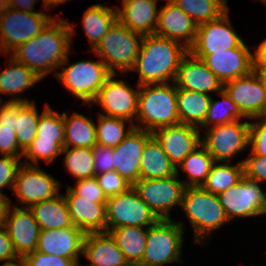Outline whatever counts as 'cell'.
Instances as JSON below:
<instances>
[{
	"mask_svg": "<svg viewBox=\"0 0 266 266\" xmlns=\"http://www.w3.org/2000/svg\"><path fill=\"white\" fill-rule=\"evenodd\" d=\"M219 95L223 101L211 99L207 116L202 127L208 128L210 124L213 126L228 124L242 119L245 116L241 113L238 106L231 100L229 96L222 90Z\"/></svg>",
	"mask_w": 266,
	"mask_h": 266,
	"instance_id": "ab89813d",
	"label": "cell"
},
{
	"mask_svg": "<svg viewBox=\"0 0 266 266\" xmlns=\"http://www.w3.org/2000/svg\"><path fill=\"white\" fill-rule=\"evenodd\" d=\"M206 129L201 142L215 162H230L231 157L250 146V122L237 120Z\"/></svg>",
	"mask_w": 266,
	"mask_h": 266,
	"instance_id": "30bf717a",
	"label": "cell"
},
{
	"mask_svg": "<svg viewBox=\"0 0 266 266\" xmlns=\"http://www.w3.org/2000/svg\"><path fill=\"white\" fill-rule=\"evenodd\" d=\"M181 208L186 213L195 235V242L202 244V238L229 222L216 194L200 187H186ZM207 235V236H206Z\"/></svg>",
	"mask_w": 266,
	"mask_h": 266,
	"instance_id": "5b68a950",
	"label": "cell"
},
{
	"mask_svg": "<svg viewBox=\"0 0 266 266\" xmlns=\"http://www.w3.org/2000/svg\"><path fill=\"white\" fill-rule=\"evenodd\" d=\"M16 261V263L15 260L4 262V264H2L1 266H26L25 261L22 257H18Z\"/></svg>",
	"mask_w": 266,
	"mask_h": 266,
	"instance_id": "680465c9",
	"label": "cell"
},
{
	"mask_svg": "<svg viewBox=\"0 0 266 266\" xmlns=\"http://www.w3.org/2000/svg\"><path fill=\"white\" fill-rule=\"evenodd\" d=\"M144 228L122 226L106 229V232L114 239L130 266H138L141 263L148 234V227Z\"/></svg>",
	"mask_w": 266,
	"mask_h": 266,
	"instance_id": "f1b7e54d",
	"label": "cell"
},
{
	"mask_svg": "<svg viewBox=\"0 0 266 266\" xmlns=\"http://www.w3.org/2000/svg\"><path fill=\"white\" fill-rule=\"evenodd\" d=\"M83 256L91 262L85 266H130L108 232L87 233Z\"/></svg>",
	"mask_w": 266,
	"mask_h": 266,
	"instance_id": "484cf974",
	"label": "cell"
},
{
	"mask_svg": "<svg viewBox=\"0 0 266 266\" xmlns=\"http://www.w3.org/2000/svg\"><path fill=\"white\" fill-rule=\"evenodd\" d=\"M36 2L37 0H8L4 6H8L19 11L34 12L33 7Z\"/></svg>",
	"mask_w": 266,
	"mask_h": 266,
	"instance_id": "11a10c76",
	"label": "cell"
},
{
	"mask_svg": "<svg viewBox=\"0 0 266 266\" xmlns=\"http://www.w3.org/2000/svg\"><path fill=\"white\" fill-rule=\"evenodd\" d=\"M18 258L12 245V241L5 229L0 227V261L9 262Z\"/></svg>",
	"mask_w": 266,
	"mask_h": 266,
	"instance_id": "f5cc1de1",
	"label": "cell"
},
{
	"mask_svg": "<svg viewBox=\"0 0 266 266\" xmlns=\"http://www.w3.org/2000/svg\"><path fill=\"white\" fill-rule=\"evenodd\" d=\"M66 191L67 194L64 197L74 226L80 228L85 234L106 232V203H93V200L80 199L69 185Z\"/></svg>",
	"mask_w": 266,
	"mask_h": 266,
	"instance_id": "cb8c5ba5",
	"label": "cell"
},
{
	"mask_svg": "<svg viewBox=\"0 0 266 266\" xmlns=\"http://www.w3.org/2000/svg\"><path fill=\"white\" fill-rule=\"evenodd\" d=\"M183 223L172 219L158 220L148 227L145 251L138 266H161L180 262L183 242Z\"/></svg>",
	"mask_w": 266,
	"mask_h": 266,
	"instance_id": "8992f818",
	"label": "cell"
},
{
	"mask_svg": "<svg viewBox=\"0 0 266 266\" xmlns=\"http://www.w3.org/2000/svg\"><path fill=\"white\" fill-rule=\"evenodd\" d=\"M252 154V155H251ZM244 175L258 183L266 181V157L255 155L244 160Z\"/></svg>",
	"mask_w": 266,
	"mask_h": 266,
	"instance_id": "c3c4849f",
	"label": "cell"
},
{
	"mask_svg": "<svg viewBox=\"0 0 266 266\" xmlns=\"http://www.w3.org/2000/svg\"><path fill=\"white\" fill-rule=\"evenodd\" d=\"M26 266H77L70 258L34 251L22 257Z\"/></svg>",
	"mask_w": 266,
	"mask_h": 266,
	"instance_id": "7dc6e473",
	"label": "cell"
},
{
	"mask_svg": "<svg viewBox=\"0 0 266 266\" xmlns=\"http://www.w3.org/2000/svg\"><path fill=\"white\" fill-rule=\"evenodd\" d=\"M151 132L134 128L116 147H113V170L131 185L140 179V160Z\"/></svg>",
	"mask_w": 266,
	"mask_h": 266,
	"instance_id": "ffe728a7",
	"label": "cell"
},
{
	"mask_svg": "<svg viewBox=\"0 0 266 266\" xmlns=\"http://www.w3.org/2000/svg\"><path fill=\"white\" fill-rule=\"evenodd\" d=\"M44 3V9H48L50 10V7H57V5H60L62 3H64L65 1H68V0H42Z\"/></svg>",
	"mask_w": 266,
	"mask_h": 266,
	"instance_id": "6f0895ef",
	"label": "cell"
},
{
	"mask_svg": "<svg viewBox=\"0 0 266 266\" xmlns=\"http://www.w3.org/2000/svg\"><path fill=\"white\" fill-rule=\"evenodd\" d=\"M198 25L220 18L229 10L226 0H172Z\"/></svg>",
	"mask_w": 266,
	"mask_h": 266,
	"instance_id": "d590c367",
	"label": "cell"
},
{
	"mask_svg": "<svg viewBox=\"0 0 266 266\" xmlns=\"http://www.w3.org/2000/svg\"><path fill=\"white\" fill-rule=\"evenodd\" d=\"M19 149L16 132H13V128L0 127V155L22 159L24 152Z\"/></svg>",
	"mask_w": 266,
	"mask_h": 266,
	"instance_id": "681fc988",
	"label": "cell"
},
{
	"mask_svg": "<svg viewBox=\"0 0 266 266\" xmlns=\"http://www.w3.org/2000/svg\"><path fill=\"white\" fill-rule=\"evenodd\" d=\"M11 205V200L7 196L0 195V227L5 224L8 209Z\"/></svg>",
	"mask_w": 266,
	"mask_h": 266,
	"instance_id": "9f6ffc18",
	"label": "cell"
},
{
	"mask_svg": "<svg viewBox=\"0 0 266 266\" xmlns=\"http://www.w3.org/2000/svg\"><path fill=\"white\" fill-rule=\"evenodd\" d=\"M158 0H123L117 8V19L133 32L143 36L155 33L159 10Z\"/></svg>",
	"mask_w": 266,
	"mask_h": 266,
	"instance_id": "d4e9b609",
	"label": "cell"
},
{
	"mask_svg": "<svg viewBox=\"0 0 266 266\" xmlns=\"http://www.w3.org/2000/svg\"><path fill=\"white\" fill-rule=\"evenodd\" d=\"M7 2L8 0H0V6H4Z\"/></svg>",
	"mask_w": 266,
	"mask_h": 266,
	"instance_id": "94428289",
	"label": "cell"
},
{
	"mask_svg": "<svg viewBox=\"0 0 266 266\" xmlns=\"http://www.w3.org/2000/svg\"><path fill=\"white\" fill-rule=\"evenodd\" d=\"M244 161L235 165L215 162L212 165L202 188L212 194L218 195L238 183L244 176Z\"/></svg>",
	"mask_w": 266,
	"mask_h": 266,
	"instance_id": "836d02e7",
	"label": "cell"
},
{
	"mask_svg": "<svg viewBox=\"0 0 266 266\" xmlns=\"http://www.w3.org/2000/svg\"><path fill=\"white\" fill-rule=\"evenodd\" d=\"M65 88L76 98L83 100L84 105H93V101L99 94L106 79L111 75L106 65L99 60L97 61H80L69 67H64L63 71L54 72Z\"/></svg>",
	"mask_w": 266,
	"mask_h": 266,
	"instance_id": "ba28073f",
	"label": "cell"
},
{
	"mask_svg": "<svg viewBox=\"0 0 266 266\" xmlns=\"http://www.w3.org/2000/svg\"><path fill=\"white\" fill-rule=\"evenodd\" d=\"M243 40L231 25L228 11L220 18L198 25L196 37L189 47L191 54H214L237 48Z\"/></svg>",
	"mask_w": 266,
	"mask_h": 266,
	"instance_id": "9a60e30c",
	"label": "cell"
},
{
	"mask_svg": "<svg viewBox=\"0 0 266 266\" xmlns=\"http://www.w3.org/2000/svg\"><path fill=\"white\" fill-rule=\"evenodd\" d=\"M254 70L258 73L262 81V84L264 86V91L266 93V69H254Z\"/></svg>",
	"mask_w": 266,
	"mask_h": 266,
	"instance_id": "91938a15",
	"label": "cell"
},
{
	"mask_svg": "<svg viewBox=\"0 0 266 266\" xmlns=\"http://www.w3.org/2000/svg\"><path fill=\"white\" fill-rule=\"evenodd\" d=\"M215 163L213 157L201 144L190 153L181 163L180 168L187 173L189 179L182 180L186 187H200L205 182L212 165Z\"/></svg>",
	"mask_w": 266,
	"mask_h": 266,
	"instance_id": "e575fe53",
	"label": "cell"
},
{
	"mask_svg": "<svg viewBox=\"0 0 266 266\" xmlns=\"http://www.w3.org/2000/svg\"><path fill=\"white\" fill-rule=\"evenodd\" d=\"M35 101H19V113L16 116V136L21 151L25 152L37 136L40 115Z\"/></svg>",
	"mask_w": 266,
	"mask_h": 266,
	"instance_id": "8d00e7d4",
	"label": "cell"
},
{
	"mask_svg": "<svg viewBox=\"0 0 266 266\" xmlns=\"http://www.w3.org/2000/svg\"><path fill=\"white\" fill-rule=\"evenodd\" d=\"M143 37L117 19L91 52L101 58L111 74H118L114 68L121 72L131 71Z\"/></svg>",
	"mask_w": 266,
	"mask_h": 266,
	"instance_id": "277c9868",
	"label": "cell"
},
{
	"mask_svg": "<svg viewBox=\"0 0 266 266\" xmlns=\"http://www.w3.org/2000/svg\"><path fill=\"white\" fill-rule=\"evenodd\" d=\"M166 2L159 10L154 34L179 42L182 39L183 44L189 48L195 40L198 24L172 0Z\"/></svg>",
	"mask_w": 266,
	"mask_h": 266,
	"instance_id": "603a6c76",
	"label": "cell"
},
{
	"mask_svg": "<svg viewBox=\"0 0 266 266\" xmlns=\"http://www.w3.org/2000/svg\"><path fill=\"white\" fill-rule=\"evenodd\" d=\"M53 18L41 11L25 12L0 6L1 53H11L19 45L36 37Z\"/></svg>",
	"mask_w": 266,
	"mask_h": 266,
	"instance_id": "52a82bcc",
	"label": "cell"
},
{
	"mask_svg": "<svg viewBox=\"0 0 266 266\" xmlns=\"http://www.w3.org/2000/svg\"><path fill=\"white\" fill-rule=\"evenodd\" d=\"M106 197L127 192L132 185L120 176L115 170L95 176Z\"/></svg>",
	"mask_w": 266,
	"mask_h": 266,
	"instance_id": "ee69618b",
	"label": "cell"
},
{
	"mask_svg": "<svg viewBox=\"0 0 266 266\" xmlns=\"http://www.w3.org/2000/svg\"><path fill=\"white\" fill-rule=\"evenodd\" d=\"M85 233L76 226L41 230L35 251L72 259L79 264Z\"/></svg>",
	"mask_w": 266,
	"mask_h": 266,
	"instance_id": "44dd1931",
	"label": "cell"
},
{
	"mask_svg": "<svg viewBox=\"0 0 266 266\" xmlns=\"http://www.w3.org/2000/svg\"><path fill=\"white\" fill-rule=\"evenodd\" d=\"M217 76L222 84L250 74L254 70V54L242 42L237 48L214 54H193Z\"/></svg>",
	"mask_w": 266,
	"mask_h": 266,
	"instance_id": "e0dca14e",
	"label": "cell"
},
{
	"mask_svg": "<svg viewBox=\"0 0 266 266\" xmlns=\"http://www.w3.org/2000/svg\"><path fill=\"white\" fill-rule=\"evenodd\" d=\"M174 83L176 87L207 95L211 92L219 94L223 90V84L217 76L190 52L182 59Z\"/></svg>",
	"mask_w": 266,
	"mask_h": 266,
	"instance_id": "7402d4cb",
	"label": "cell"
},
{
	"mask_svg": "<svg viewBox=\"0 0 266 266\" xmlns=\"http://www.w3.org/2000/svg\"><path fill=\"white\" fill-rule=\"evenodd\" d=\"M62 151L63 147L53 140L34 139L23 153V156L30 159L36 165H38L39 159H44L50 164L56 157L61 155Z\"/></svg>",
	"mask_w": 266,
	"mask_h": 266,
	"instance_id": "b9f144b4",
	"label": "cell"
},
{
	"mask_svg": "<svg viewBox=\"0 0 266 266\" xmlns=\"http://www.w3.org/2000/svg\"><path fill=\"white\" fill-rule=\"evenodd\" d=\"M177 168L152 135L145 143L140 160V179H160L174 176Z\"/></svg>",
	"mask_w": 266,
	"mask_h": 266,
	"instance_id": "4316f807",
	"label": "cell"
},
{
	"mask_svg": "<svg viewBox=\"0 0 266 266\" xmlns=\"http://www.w3.org/2000/svg\"><path fill=\"white\" fill-rule=\"evenodd\" d=\"M124 122L130 123V127L126 131ZM134 125L131 121L99 113L96 125L97 144L106 147H116L132 132L135 128Z\"/></svg>",
	"mask_w": 266,
	"mask_h": 266,
	"instance_id": "74e56055",
	"label": "cell"
},
{
	"mask_svg": "<svg viewBox=\"0 0 266 266\" xmlns=\"http://www.w3.org/2000/svg\"><path fill=\"white\" fill-rule=\"evenodd\" d=\"M107 229L122 226L150 227L159 219L131 187L127 192L108 197Z\"/></svg>",
	"mask_w": 266,
	"mask_h": 266,
	"instance_id": "8fae6325",
	"label": "cell"
},
{
	"mask_svg": "<svg viewBox=\"0 0 266 266\" xmlns=\"http://www.w3.org/2000/svg\"><path fill=\"white\" fill-rule=\"evenodd\" d=\"M223 91L245 117L255 118L266 115V93L255 70L246 76L224 83Z\"/></svg>",
	"mask_w": 266,
	"mask_h": 266,
	"instance_id": "2e32d148",
	"label": "cell"
},
{
	"mask_svg": "<svg viewBox=\"0 0 266 266\" xmlns=\"http://www.w3.org/2000/svg\"><path fill=\"white\" fill-rule=\"evenodd\" d=\"M95 176L113 171V147L96 144L93 148Z\"/></svg>",
	"mask_w": 266,
	"mask_h": 266,
	"instance_id": "816d5d0a",
	"label": "cell"
},
{
	"mask_svg": "<svg viewBox=\"0 0 266 266\" xmlns=\"http://www.w3.org/2000/svg\"><path fill=\"white\" fill-rule=\"evenodd\" d=\"M211 99L212 97L207 94L177 87V112L180 123L201 126L206 119Z\"/></svg>",
	"mask_w": 266,
	"mask_h": 266,
	"instance_id": "f546056e",
	"label": "cell"
},
{
	"mask_svg": "<svg viewBox=\"0 0 266 266\" xmlns=\"http://www.w3.org/2000/svg\"><path fill=\"white\" fill-rule=\"evenodd\" d=\"M217 196L229 221L235 217L264 215L266 210V193L264 194L258 182L245 175L238 183Z\"/></svg>",
	"mask_w": 266,
	"mask_h": 266,
	"instance_id": "7c38bea8",
	"label": "cell"
},
{
	"mask_svg": "<svg viewBox=\"0 0 266 266\" xmlns=\"http://www.w3.org/2000/svg\"><path fill=\"white\" fill-rule=\"evenodd\" d=\"M200 128L178 123L156 129L152 134L159 141L163 151L177 166L201 144Z\"/></svg>",
	"mask_w": 266,
	"mask_h": 266,
	"instance_id": "ac0fdd59",
	"label": "cell"
},
{
	"mask_svg": "<svg viewBox=\"0 0 266 266\" xmlns=\"http://www.w3.org/2000/svg\"><path fill=\"white\" fill-rule=\"evenodd\" d=\"M7 64L10 68H5V71L0 72V93L15 96L42 79L32 69L16 61L12 56ZM0 102H2L1 97Z\"/></svg>",
	"mask_w": 266,
	"mask_h": 266,
	"instance_id": "1f68e13d",
	"label": "cell"
},
{
	"mask_svg": "<svg viewBox=\"0 0 266 266\" xmlns=\"http://www.w3.org/2000/svg\"><path fill=\"white\" fill-rule=\"evenodd\" d=\"M19 101L30 102L24 98L17 97L0 103V127L13 128V132H16V116L19 113Z\"/></svg>",
	"mask_w": 266,
	"mask_h": 266,
	"instance_id": "f907efd6",
	"label": "cell"
},
{
	"mask_svg": "<svg viewBox=\"0 0 266 266\" xmlns=\"http://www.w3.org/2000/svg\"><path fill=\"white\" fill-rule=\"evenodd\" d=\"M22 164L21 158L3 156L0 158V195L4 187H10L13 191L17 171Z\"/></svg>",
	"mask_w": 266,
	"mask_h": 266,
	"instance_id": "bcb514c9",
	"label": "cell"
},
{
	"mask_svg": "<svg viewBox=\"0 0 266 266\" xmlns=\"http://www.w3.org/2000/svg\"><path fill=\"white\" fill-rule=\"evenodd\" d=\"M73 23L54 17L36 37L19 45L10 54L32 69L40 78L68 64L74 30Z\"/></svg>",
	"mask_w": 266,
	"mask_h": 266,
	"instance_id": "6da1fadb",
	"label": "cell"
},
{
	"mask_svg": "<svg viewBox=\"0 0 266 266\" xmlns=\"http://www.w3.org/2000/svg\"><path fill=\"white\" fill-rule=\"evenodd\" d=\"M121 74H111L105 81L103 87L93 103L100 104L106 112L100 113L106 116L124 119L133 122L138 110L139 89L134 90L123 80L113 79Z\"/></svg>",
	"mask_w": 266,
	"mask_h": 266,
	"instance_id": "5bb4252c",
	"label": "cell"
},
{
	"mask_svg": "<svg viewBox=\"0 0 266 266\" xmlns=\"http://www.w3.org/2000/svg\"><path fill=\"white\" fill-rule=\"evenodd\" d=\"M136 119L141 121V126L137 124L135 128L151 133L158 128L180 123L175 83L140 85Z\"/></svg>",
	"mask_w": 266,
	"mask_h": 266,
	"instance_id": "3957f363",
	"label": "cell"
},
{
	"mask_svg": "<svg viewBox=\"0 0 266 266\" xmlns=\"http://www.w3.org/2000/svg\"><path fill=\"white\" fill-rule=\"evenodd\" d=\"M180 43L155 34L145 35L131 70L139 73L137 86L168 83L170 78L174 82L179 65L189 52V48Z\"/></svg>",
	"mask_w": 266,
	"mask_h": 266,
	"instance_id": "7a4b0ae2",
	"label": "cell"
},
{
	"mask_svg": "<svg viewBox=\"0 0 266 266\" xmlns=\"http://www.w3.org/2000/svg\"><path fill=\"white\" fill-rule=\"evenodd\" d=\"M41 230L74 226L64 195L35 203L29 207Z\"/></svg>",
	"mask_w": 266,
	"mask_h": 266,
	"instance_id": "83f0119b",
	"label": "cell"
},
{
	"mask_svg": "<svg viewBox=\"0 0 266 266\" xmlns=\"http://www.w3.org/2000/svg\"><path fill=\"white\" fill-rule=\"evenodd\" d=\"M35 139L53 140L64 148L65 127L63 113L51 109L46 103L40 115L37 126V136Z\"/></svg>",
	"mask_w": 266,
	"mask_h": 266,
	"instance_id": "60d3db41",
	"label": "cell"
},
{
	"mask_svg": "<svg viewBox=\"0 0 266 266\" xmlns=\"http://www.w3.org/2000/svg\"><path fill=\"white\" fill-rule=\"evenodd\" d=\"M177 174L160 179H139L132 187L139 197L150 207L159 220L171 219L169 211L177 204L181 206L186 189Z\"/></svg>",
	"mask_w": 266,
	"mask_h": 266,
	"instance_id": "9c48e42d",
	"label": "cell"
},
{
	"mask_svg": "<svg viewBox=\"0 0 266 266\" xmlns=\"http://www.w3.org/2000/svg\"><path fill=\"white\" fill-rule=\"evenodd\" d=\"M60 183L29 161L23 162L15 178L13 193L20 203L29 208L35 203L59 194Z\"/></svg>",
	"mask_w": 266,
	"mask_h": 266,
	"instance_id": "4fadbf2b",
	"label": "cell"
},
{
	"mask_svg": "<svg viewBox=\"0 0 266 266\" xmlns=\"http://www.w3.org/2000/svg\"><path fill=\"white\" fill-rule=\"evenodd\" d=\"M259 121L250 123L251 152L255 155L266 157V115L255 117Z\"/></svg>",
	"mask_w": 266,
	"mask_h": 266,
	"instance_id": "f6af8a7d",
	"label": "cell"
},
{
	"mask_svg": "<svg viewBox=\"0 0 266 266\" xmlns=\"http://www.w3.org/2000/svg\"><path fill=\"white\" fill-rule=\"evenodd\" d=\"M254 69H266V39L254 51Z\"/></svg>",
	"mask_w": 266,
	"mask_h": 266,
	"instance_id": "db71d44e",
	"label": "cell"
},
{
	"mask_svg": "<svg viewBox=\"0 0 266 266\" xmlns=\"http://www.w3.org/2000/svg\"><path fill=\"white\" fill-rule=\"evenodd\" d=\"M83 29L89 42L92 44V50L98 45L109 28L117 20V10L101 4L89 6L82 18Z\"/></svg>",
	"mask_w": 266,
	"mask_h": 266,
	"instance_id": "d6a6232c",
	"label": "cell"
},
{
	"mask_svg": "<svg viewBox=\"0 0 266 266\" xmlns=\"http://www.w3.org/2000/svg\"><path fill=\"white\" fill-rule=\"evenodd\" d=\"M4 227L18 257L36 250L41 229L29 208L21 209L17 205L11 208L10 206Z\"/></svg>",
	"mask_w": 266,
	"mask_h": 266,
	"instance_id": "d6986e66",
	"label": "cell"
},
{
	"mask_svg": "<svg viewBox=\"0 0 266 266\" xmlns=\"http://www.w3.org/2000/svg\"><path fill=\"white\" fill-rule=\"evenodd\" d=\"M64 153V165L72 177L76 180L95 177L92 148L64 147L61 154Z\"/></svg>",
	"mask_w": 266,
	"mask_h": 266,
	"instance_id": "f35d334b",
	"label": "cell"
},
{
	"mask_svg": "<svg viewBox=\"0 0 266 266\" xmlns=\"http://www.w3.org/2000/svg\"><path fill=\"white\" fill-rule=\"evenodd\" d=\"M65 139L64 147L93 148L97 144L96 124L82 114L71 117L63 113Z\"/></svg>",
	"mask_w": 266,
	"mask_h": 266,
	"instance_id": "4dcf8cb0",
	"label": "cell"
},
{
	"mask_svg": "<svg viewBox=\"0 0 266 266\" xmlns=\"http://www.w3.org/2000/svg\"><path fill=\"white\" fill-rule=\"evenodd\" d=\"M75 185L74 188L71 186L69 188L80 196V199L93 200V203H107L108 198L101 189L96 177L79 179Z\"/></svg>",
	"mask_w": 266,
	"mask_h": 266,
	"instance_id": "7bdbcfd3",
	"label": "cell"
}]
</instances>
